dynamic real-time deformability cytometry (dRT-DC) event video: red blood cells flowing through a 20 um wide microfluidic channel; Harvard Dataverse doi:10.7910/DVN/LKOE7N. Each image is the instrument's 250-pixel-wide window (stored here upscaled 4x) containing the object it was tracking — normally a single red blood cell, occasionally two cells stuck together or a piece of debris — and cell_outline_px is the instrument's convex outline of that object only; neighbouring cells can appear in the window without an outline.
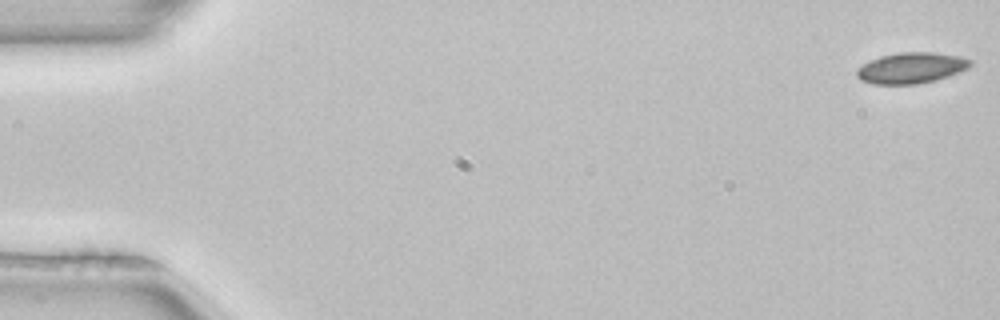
{"species": "common noctule bat (a hibernating species)", "species_latin": "Nyctalus noctula", "temperature_condition": "room temperature", "stored_images_in_passage": 5, "camera_frame_rate_fps": 3000, "um_per_image_px": 0.085, "animal": {"sex": "female", "body_mass_g": 22.7, "forearm_length_mm": 54.2}, "frame": {"image": 1, "passage_image": 1, "time_ms": 0.0, "image_size_px": [1000, 320], "cell_outline_px": [[972, 64], [968, 68], [960, 72], [936, 80], [916, 84], [872, 84], [860, 80], [856, 76], [856, 68], [880, 56], [900, 52], [932, 52], [960, 56], [972, 60]], "centroid_in_image_um": [77.46, 5.78], "position_along_channel_um": 7.5, "area_um2": 20.52}}
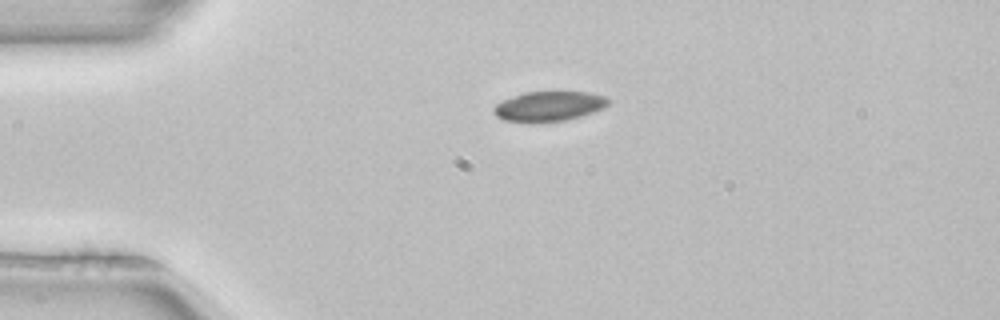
{"frame": {"image": 2, "passage_image": 3, "time_ms": 0.667, "image_size_px": [1000, 320], "cell_outline_px": [[608, 104], [604, 108], [568, 120], [504, 120], [496, 116], [492, 112], [492, 108], [496, 104], [504, 100], [524, 92], [588, 92], [604, 96], [608, 100]], "centroid_in_image_um": [46.67, 9.0], "position_along_channel_um": 38.3, "area_um2": 19.25}}